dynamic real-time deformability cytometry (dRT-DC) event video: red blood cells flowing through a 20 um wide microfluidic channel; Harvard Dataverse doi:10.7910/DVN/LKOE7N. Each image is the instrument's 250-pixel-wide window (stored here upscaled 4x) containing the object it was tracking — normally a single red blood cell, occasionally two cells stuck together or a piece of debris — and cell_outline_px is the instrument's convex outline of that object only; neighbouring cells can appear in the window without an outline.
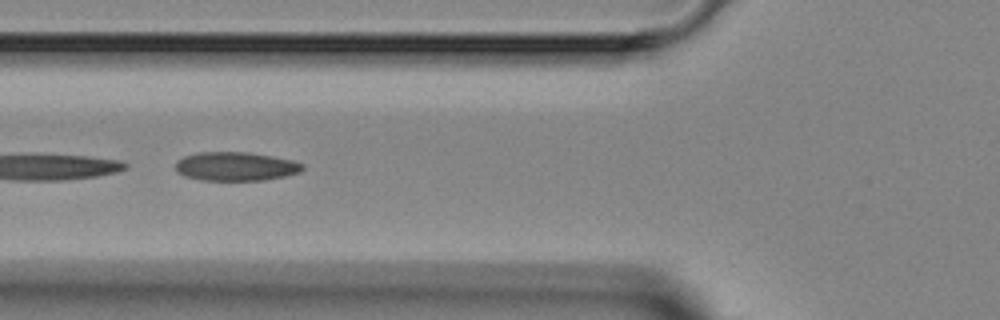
{"species": "Egyptian fruit bat (a non-hibernating species)", "species_latin": "Rousettus aegyptiacus", "temperature_condition": "room temperature", "stored_images_in_passage": 6, "camera_frame_rate_fps": 3000, "um_per_image_px": 0.085, "animal": {"sex": "female"}, "frame": {"image": 1, "passage_image": 4, "time_ms": 3.667, "image_size_px": [1000, 320], "cell_outline_px": [[304, 168], [300, 172], [284, 176], [264, 180], [200, 180], [184, 176], [176, 172], [176, 160], [184, 156], [200, 152], [248, 152], [272, 156], [292, 160], [304, 164]], "centroid_in_image_um": [20.02, 14.14], "position_along_channel_um": 105.8, "area_um2": 21.39}}
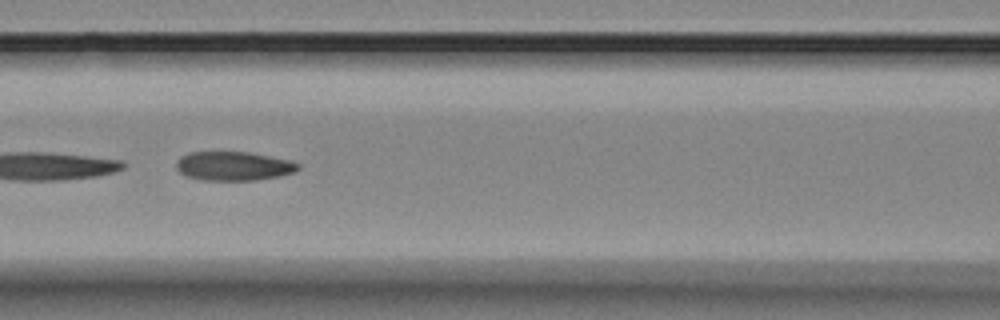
{"frame": {"image": 2, "passage_image": 5, "time_ms": 4.667, "image_size_px": [1000, 320], "cell_outline_px": [[300, 168], [296, 172], [280, 176], [256, 180], [204, 180], [188, 176], [180, 172], [176, 168], [176, 160], [180, 156], [188, 152], [248, 152], [292, 160], [300, 164]], "centroid_in_image_um": [19.88, 14.11], "position_along_channel_um": 146.7, "area_um2": 20.75}}
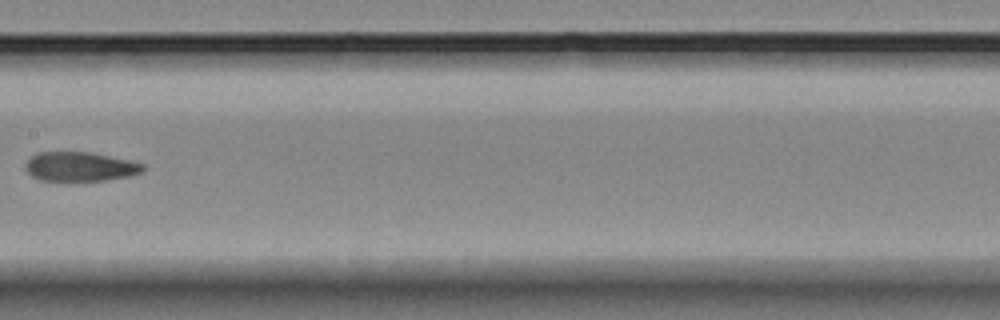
{"frame": {"image": 3, "passage_image": 6, "time_ms": 6.0, "image_size_px": [1000, 320], "cell_outline_px": [[144, 172], [128, 176], [108, 180], [68, 184], [40, 180], [32, 176], [24, 168], [24, 164], [36, 152], [92, 152], [128, 160], [144, 164]], "centroid_in_image_um": [6.77, 14.21], "position_along_channel_um": 200.6, "area_um2": 20.98}}